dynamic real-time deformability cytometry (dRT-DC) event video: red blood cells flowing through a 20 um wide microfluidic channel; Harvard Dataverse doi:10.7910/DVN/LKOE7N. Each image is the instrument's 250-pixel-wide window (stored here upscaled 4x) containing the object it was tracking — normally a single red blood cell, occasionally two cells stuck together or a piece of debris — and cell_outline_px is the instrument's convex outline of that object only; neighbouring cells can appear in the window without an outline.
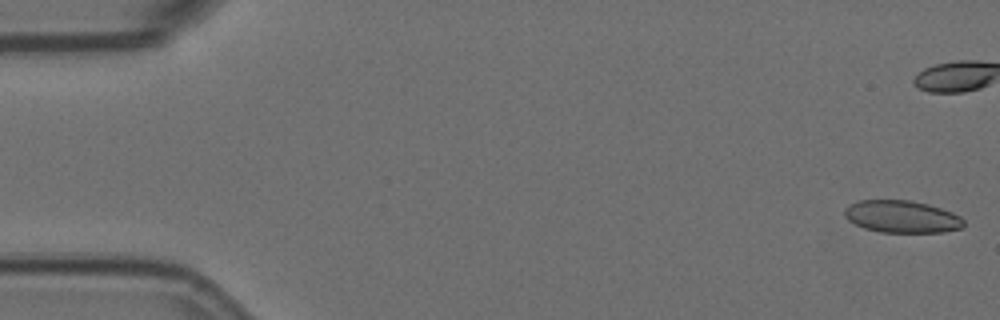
{"species": "Egyptian fruit bat (a non-hibernating species)", "species_latin": "Rousettus aegyptiacus", "temperature_condition": "room temperature", "stored_images_in_passage": 5, "camera_frame_rate_fps": 3000, "um_per_image_px": 0.085, "animal": {"sex": "female"}, "frame": {"image": 1, "passage_image": 1, "time_ms": 0.0, "image_size_px": [1000, 320], "cell_outline_px": [[964, 228], [944, 232], [880, 232], [864, 228], [848, 220], [844, 216], [844, 208], [848, 204], [860, 200], [908, 200], [928, 204], [952, 212], [960, 216], [964, 220]], "centroid_in_image_um": [76.65, 18.41], "position_along_channel_um": 8.3, "area_um2": 22.54}}